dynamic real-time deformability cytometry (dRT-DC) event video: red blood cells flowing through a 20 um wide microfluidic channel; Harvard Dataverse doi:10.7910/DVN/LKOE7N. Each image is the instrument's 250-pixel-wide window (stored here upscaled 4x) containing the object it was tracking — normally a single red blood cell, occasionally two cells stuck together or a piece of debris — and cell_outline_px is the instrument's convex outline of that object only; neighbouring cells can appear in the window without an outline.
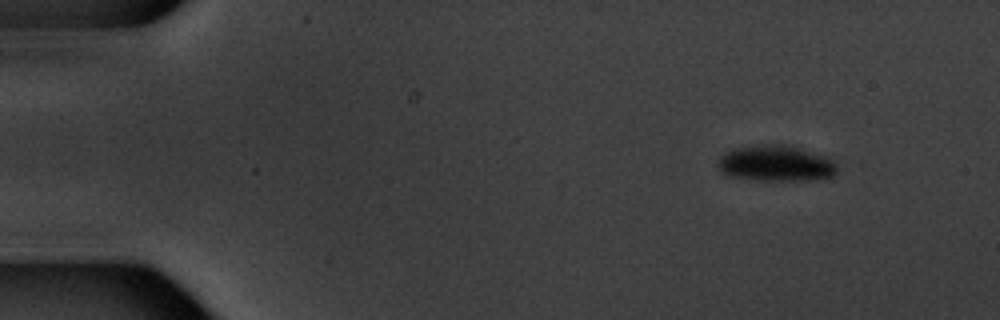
{"species": "common noctule bat (a hibernating species)", "species_latin": "Nyctalus noctula", "temperature_condition": "warm", "stored_images_in_passage": 9, "camera_frame_rate_fps": 3000, "um_per_image_px": 0.085, "animal": {"sex": "male", "body_mass_g": 20.1, "forearm_length_mm": 53.5}, "frame": {"image": 1, "passage_image": 1, "time_ms": 0.0, "image_size_px": [1000, 320], "cell_outline_px": [[836, 172], [832, 176], [816, 180], [760, 180], [728, 176], [720, 172], [716, 164], [720, 156], [724, 152], [732, 148], [760, 144], [788, 144], [824, 156], [832, 160], [836, 164]], "centroid_in_image_um": [65.89, 13.88], "position_along_channel_um": 19.1, "area_um2": 25.26}}
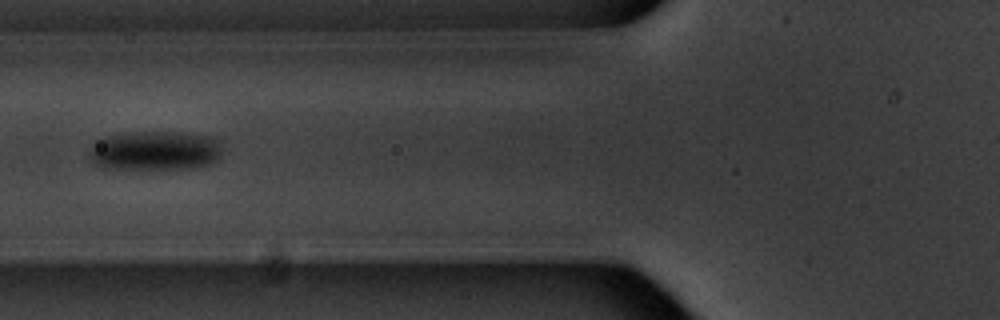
{"frame": {"image": 2, "passage_image": 6, "time_ms": 5.667, "image_size_px": [1000, 320], "cell_outline_px": [[220, 156], [216, 160], [208, 164], [196, 168], [100, 168], [88, 156], [92, 144], [96, 140], [104, 136], [140, 132], [180, 132], [208, 136], [220, 140]], "centroid_in_image_um": [13.16, 12.8], "position_along_channel_um": 112.6, "area_um2": 30.4}}